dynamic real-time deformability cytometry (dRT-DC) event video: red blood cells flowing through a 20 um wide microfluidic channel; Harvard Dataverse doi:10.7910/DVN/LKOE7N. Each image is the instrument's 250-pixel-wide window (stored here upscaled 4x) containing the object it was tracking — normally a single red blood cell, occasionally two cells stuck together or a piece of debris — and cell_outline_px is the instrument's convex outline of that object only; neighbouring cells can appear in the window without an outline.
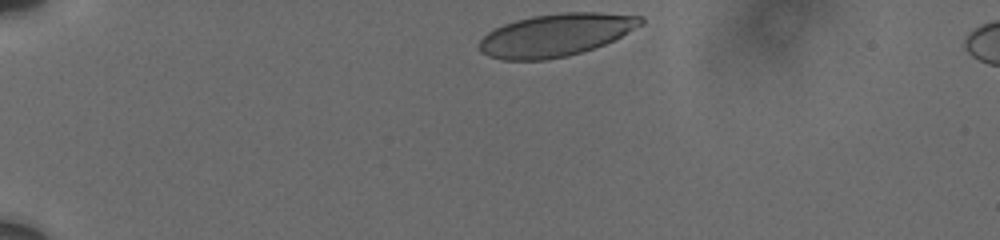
{"species": "human", "species_latin": "Homo sapiens", "temperature_condition": "cold", "stored_images_in_passage": 57, "camera_frame_rate_fps": 3000, "um_per_image_px": 0.085, "donor": {"sex": "male"}, "frame": {"image": 1, "passage_image": 1, "time_ms": 0.0, "image_size_px": [1000, 240], "cell_outline_px": [[644, 24], [604, 44], [568, 56], [548, 60], [504, 60], [488, 56], [480, 52], [476, 44], [488, 32], [504, 24], [516, 20], [532, 16], [564, 12], [600, 12], [644, 16]], "centroid_in_image_um": [47.22, 2.97], "position_along_channel_um": 37.8, "area_um2": 40.17}}
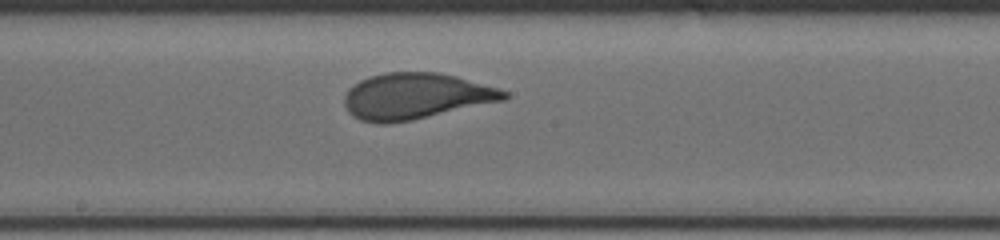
{"frame": {"image": 2, "passage_image": 31, "time_ms": 6.667, "image_size_px": [1000, 240], "cell_outline_px": [[508, 96], [504, 100], [412, 120], [384, 124], [380, 124], [360, 120], [352, 116], [348, 112], [344, 104], [344, 96], [348, 88], [360, 80], [384, 72], [436, 72], [456, 76], [500, 88], [508, 92]], "centroid_in_image_um": [35.31, 8.17], "position_along_channel_um": 212.9, "area_um2": 42.95}}
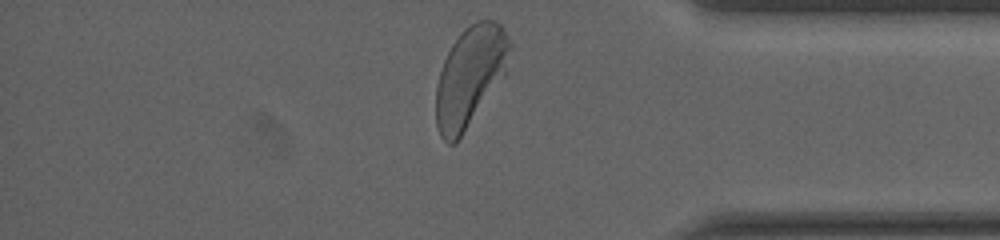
{"frame": {"image": 3, "passage_image": 56, "time_ms": 12.0, "image_size_px": [1000, 240], "cell_outline_px": [[512, 48], [504, 76], [456, 144], [448, 144], [440, 136], [436, 124], [436, 84], [444, 60], [452, 44], [460, 32], [464, 28], [476, 20], [492, 20], [500, 24], [512, 44]], "centroid_in_image_um": [39.95, 6.49], "position_along_channel_um": 395.2, "area_um2": 43.06}, "authors_computed_cell_mechanics": {"area_um2": 42.483, "velocity_mm_per_s": 3.6687, "shape_relaxation_time_tau1_ms": 3.4387, "shape_relaxation_time_tau2_ms": null, "deformation_change_tau1": 0.1521, "deformation_change_tau2": null}}